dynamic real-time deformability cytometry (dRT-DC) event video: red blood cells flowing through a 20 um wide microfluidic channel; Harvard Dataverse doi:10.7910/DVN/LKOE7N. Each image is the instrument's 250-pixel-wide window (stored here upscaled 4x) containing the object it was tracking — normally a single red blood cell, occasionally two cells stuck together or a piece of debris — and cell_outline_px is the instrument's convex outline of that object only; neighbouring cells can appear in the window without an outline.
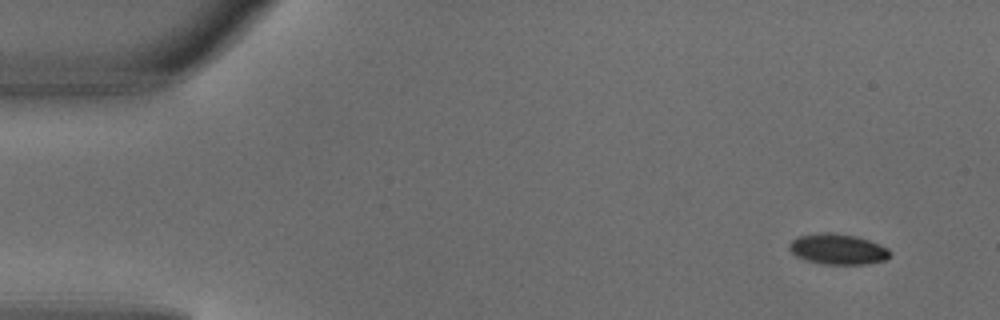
{"species": "common noctule bat (a hibernating species)", "species_latin": "Nyctalus noctula", "temperature_condition": "warm", "stored_images_in_passage": 3, "camera_frame_rate_fps": 3000, "um_per_image_px": 0.085, "animal": {"sex": "male", "body_mass_g": 18.8}, "frame": {"image": 1, "passage_image": 1, "time_ms": 0.0, "image_size_px": [1000, 320], "cell_outline_px": [[892, 256], [884, 260], [864, 264], [824, 264], [804, 260], [796, 256], [788, 248], [788, 244], [796, 236], [820, 232], [832, 232], [856, 236], [880, 244], [888, 248], [892, 252]], "centroid_in_image_um": [71.2, 21.17], "position_along_channel_um": 13.8, "area_um2": 18.21}}